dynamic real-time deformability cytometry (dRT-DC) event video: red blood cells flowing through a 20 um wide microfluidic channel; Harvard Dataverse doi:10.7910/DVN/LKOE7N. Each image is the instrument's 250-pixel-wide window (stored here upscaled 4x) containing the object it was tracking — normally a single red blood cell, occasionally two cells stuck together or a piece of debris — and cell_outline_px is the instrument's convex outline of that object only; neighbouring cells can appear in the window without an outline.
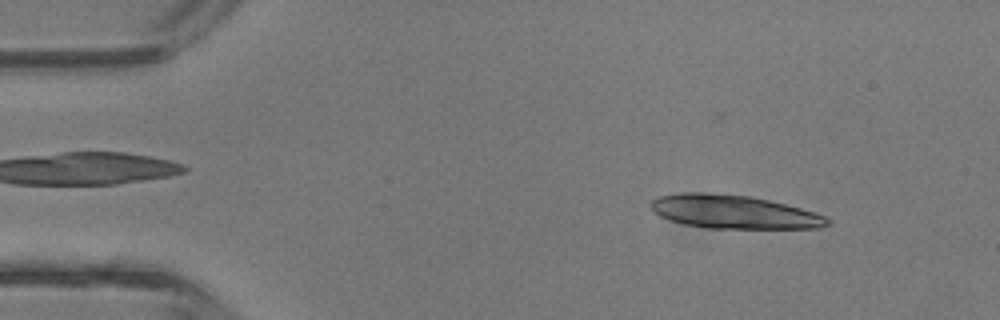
{"species": "common noctule bat (a hibernating species)", "species_latin": "Nyctalus noctula", "temperature_condition": "room temperature", "stored_images_in_passage": 22, "camera_frame_rate_fps": 3000, "um_per_image_px": 0.085, "animal": {"sex": "male", "body_mass_g": 13.3}, "frame": {"image": 1, "passage_image": 4, "time_ms": 1.0, "image_size_px": [1000, 320], "cell_outline_px": [[832, 224], [820, 228], [708, 228], [684, 224], [660, 216], [652, 212], [652, 200], [660, 196], [680, 192], [700, 192], [748, 196], [768, 200], [800, 208], [824, 216], [832, 220]], "centroid_in_image_um": [62.37, 18.01], "position_along_channel_um": 22.6, "area_um2": 34.16}}
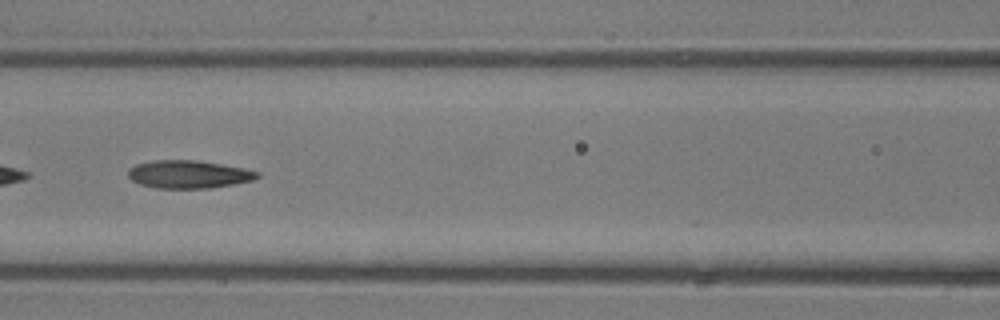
{"frame": {"image": 2, "passage_image": 17, "time_ms": 5.333, "image_size_px": [1000, 320], "cell_outline_px": [[260, 176], [252, 180], [232, 184], [208, 188], [156, 188], [140, 184], [132, 180], [128, 176], [128, 172], [136, 164], [156, 160], [196, 160], [244, 168], [260, 172]], "centroid_in_image_um": [16.04, 14.81], "position_along_channel_um": 150.6, "area_um2": 20.75}}
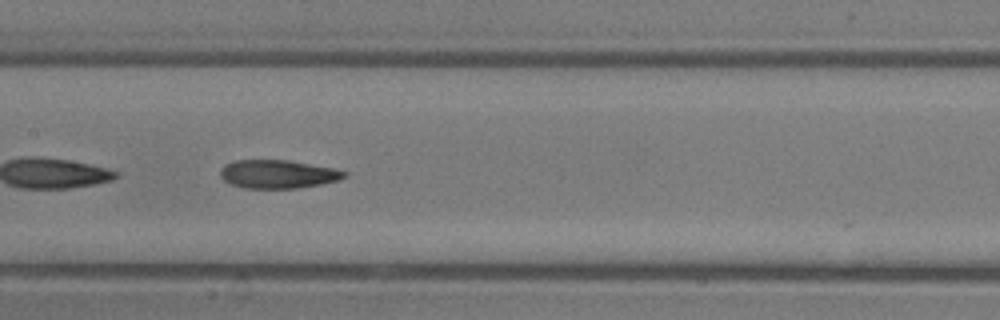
{"frame": {"image": 3, "passage_image": 19, "time_ms": 6.0, "image_size_px": [1000, 320], "cell_outline_px": [[348, 172], [340, 180], [320, 184], [296, 188], [244, 188], [228, 184], [220, 176], [220, 168], [224, 164], [236, 160], [288, 160], [332, 168]], "centroid_in_image_um": [23.56, 14.8], "position_along_channel_um": 183.8, "area_um2": 20.52}}